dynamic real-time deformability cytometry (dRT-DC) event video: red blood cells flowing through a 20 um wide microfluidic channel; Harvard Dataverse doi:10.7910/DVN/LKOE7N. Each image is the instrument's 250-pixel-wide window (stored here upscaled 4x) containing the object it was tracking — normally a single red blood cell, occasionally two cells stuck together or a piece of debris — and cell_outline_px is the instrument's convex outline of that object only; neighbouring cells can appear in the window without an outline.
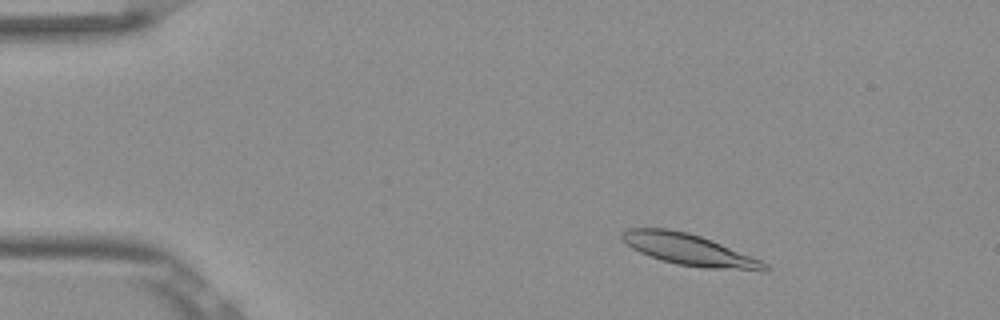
{"species": "Egyptian fruit bat (a non-hibernating species)", "species_latin": "Rousettus aegyptiacus", "temperature_condition": "room temperature", "stored_images_in_passage": 51, "camera_frame_rate_fps": 3000, "um_per_image_px": 0.085, "frame": {"image": 1, "passage_image": 6, "time_ms": 1.667, "image_size_px": [1000, 320], "cell_outline_px": [[772, 268], [764, 272], [760, 272], [704, 268], [676, 264], [660, 260], [640, 252], [632, 248], [620, 236], [620, 232], [628, 228], [668, 228], [688, 232], [712, 240], [760, 260], [768, 264]], "centroid_in_image_um": [58.63, 21.25], "position_along_channel_um": 26.4, "area_um2": 26.36}}
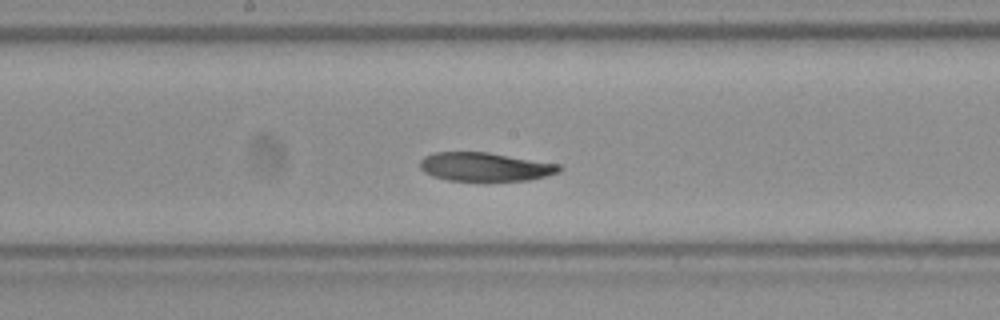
{"frame": {"image": 2, "passage_image": 26, "time_ms": 8.333, "image_size_px": [1000, 320], "cell_outline_px": [[564, 168], [560, 172], [528, 180], [484, 184], [448, 180], [432, 176], [424, 172], [420, 168], [420, 160], [424, 156], [432, 152], [488, 152], [560, 164]], "centroid_in_image_um": [41.23, 14.22], "position_along_channel_um": 207.0, "area_um2": 24.39}}
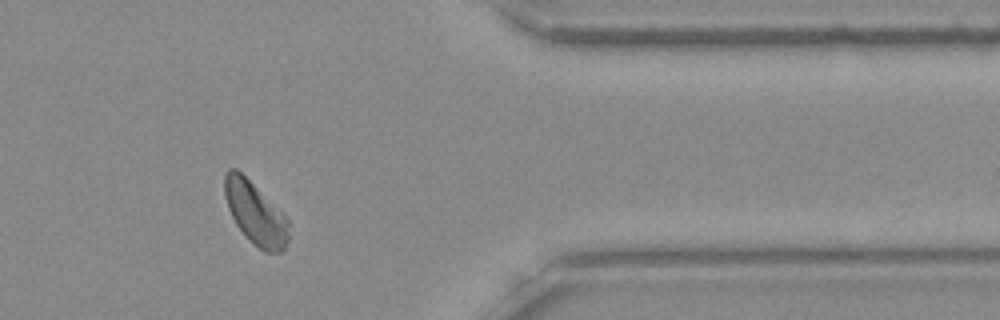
{"frame": {"image": 3, "passage_image": 42, "time_ms": 13.667, "image_size_px": [1000, 320], "cell_outline_px": [[292, 224], [288, 240], [284, 248], [280, 252], [264, 252], [252, 244], [248, 240], [236, 224], [228, 208], [224, 196], [224, 172], [228, 168], [236, 168]], "centroid_in_image_um": [21.69, 18.16], "position_along_channel_um": 389.7, "area_um2": 23.12}, "authors_computed_cell_mechanics": {"area_um2": 24.3916, "velocity_mm_per_s": 3.789, "shape_relaxation_time_tau1_ms": 6.9473, "shape_relaxation_time_tau2_ms": null, "deformation_change_tau1": 0.2069, "deformation_change_tau2": null}}